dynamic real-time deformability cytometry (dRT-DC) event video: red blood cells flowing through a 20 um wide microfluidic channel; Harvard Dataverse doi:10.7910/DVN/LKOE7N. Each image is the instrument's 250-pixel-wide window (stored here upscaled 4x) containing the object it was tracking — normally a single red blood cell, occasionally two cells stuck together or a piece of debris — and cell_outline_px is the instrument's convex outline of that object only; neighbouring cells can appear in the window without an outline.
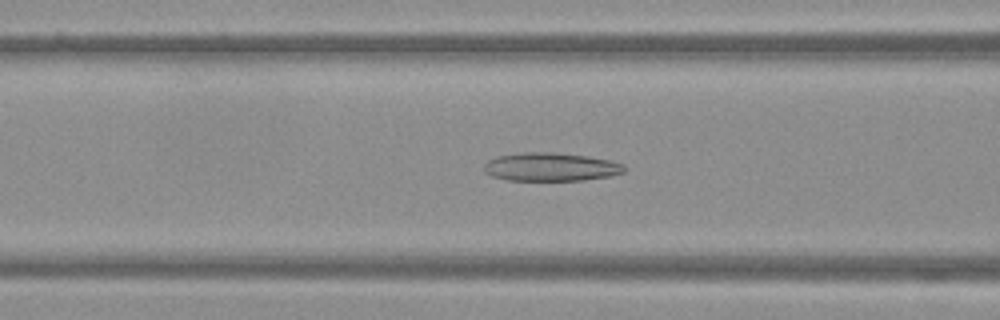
{"species": "Egyptian fruit bat (a non-hibernating species)", "species_latin": "Rousettus aegyptiacus", "temperature_condition": "warm", "stored_images_in_passage": 51, "camera_frame_rate_fps": 3000, "um_per_image_px": 0.085, "frame": {"image": 1, "passage_image": 21, "time_ms": 6.667, "image_size_px": [1000, 320], "cell_outline_px": [[628, 168], [624, 172], [608, 176], [584, 180], [508, 180], [492, 176], [484, 172], [484, 164], [488, 160], [496, 156], [524, 152], [556, 152], [584, 156], [608, 160], [624, 164]], "centroid_in_image_um": [46.8, 14.18], "position_along_channel_um": 119.8, "area_um2": 23.18}}
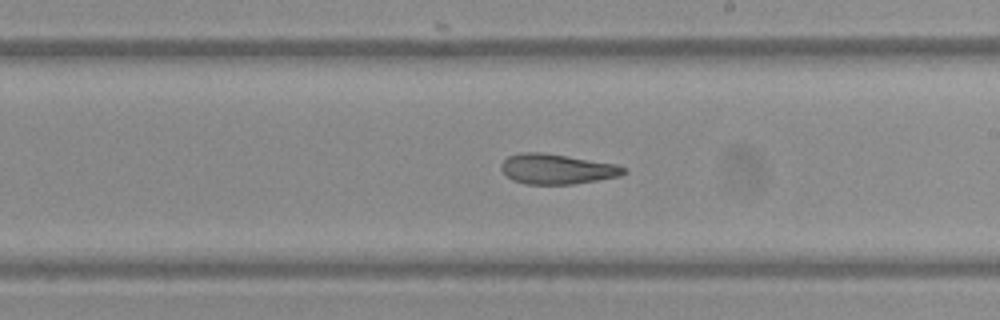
{"frame": {"image": 2, "passage_image": 30, "time_ms": 9.667, "image_size_px": [1000, 320], "cell_outline_px": [[628, 172], [620, 176], [572, 184], [524, 184], [512, 180], [500, 168], [500, 164], [508, 156], [520, 152], [544, 152], [616, 164], [628, 168]], "centroid_in_image_um": [47.34, 14.36], "position_along_channel_um": 241.7, "area_um2": 21.62}}
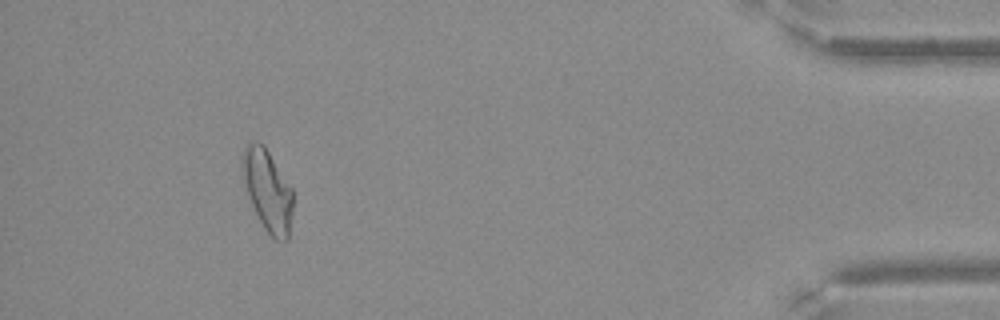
{"frame": {"image": 3, "passage_image": 47, "time_ms": 15.333, "image_size_px": [1000, 320], "cell_outline_px": [[292, 212], [288, 240], [276, 240], [264, 228], [244, 188], [240, 172], [240, 160], [244, 148], [252, 140], [256, 140], [264, 144], [292, 188]], "centroid_in_image_um": [22.7, 16.11], "position_along_channel_um": 412.5, "area_um2": 24.28}}